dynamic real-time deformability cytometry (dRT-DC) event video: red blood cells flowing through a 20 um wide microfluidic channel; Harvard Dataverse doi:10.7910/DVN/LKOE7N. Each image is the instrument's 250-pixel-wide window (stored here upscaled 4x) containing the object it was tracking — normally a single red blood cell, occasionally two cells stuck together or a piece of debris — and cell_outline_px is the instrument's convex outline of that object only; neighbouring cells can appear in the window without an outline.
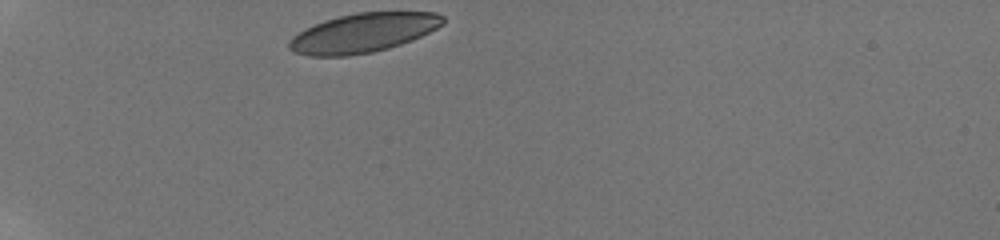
{"species": "human", "species_latin": "Homo sapiens", "temperature_condition": "room temperature", "stored_images_in_passage": 33, "camera_frame_rate_fps": 3000, "um_per_image_px": 0.085, "donor": {"sex": "male"}, "frame": {"image": 1, "passage_image": 1, "time_ms": 0.0, "image_size_px": [1000, 240], "cell_outline_px": [[444, 24], [412, 40], [388, 48], [372, 52], [348, 56], [308, 56], [292, 52], [288, 48], [288, 44], [292, 36], [304, 28], [324, 20], [356, 12], [436, 12], [444, 16]], "centroid_in_image_um": [30.83, 2.79], "position_along_channel_um": 54.2, "area_um2": 35.2}}
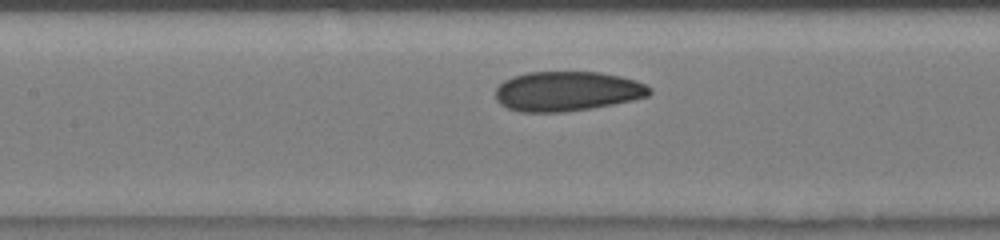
{"frame": {"image": 2, "passage_image": 12, "time_ms": 3.667, "image_size_px": [1000, 240], "cell_outline_px": [[652, 92], [648, 96], [632, 100], [592, 108], [564, 112], [520, 112], [508, 108], [500, 104], [496, 100], [496, 88], [504, 80], [512, 76], [528, 72], [600, 72], [620, 76], [636, 80], [652, 88]], "centroid_in_image_um": [48.2, 7.75], "position_along_channel_um": 159.2, "area_um2": 35.78}}
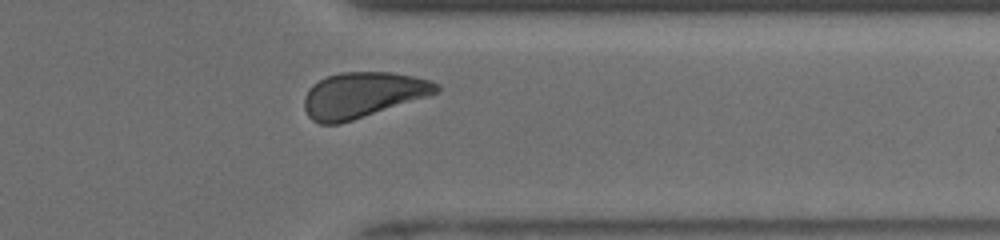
{"frame": {"image": 3, "passage_image": 29, "time_ms": 9.333, "image_size_px": [1000, 240], "cell_outline_px": [[440, 92], [428, 96], [340, 124], [320, 124], [312, 120], [308, 116], [304, 108], [304, 96], [308, 88], [320, 80], [328, 76], [340, 72], [388, 72], [412, 76], [428, 80], [440, 84]], "centroid_in_image_um": [30.81, 8.07], "position_along_channel_um": 380.6, "area_um2": 34.91}, "authors_computed_cell_mechanics": {"area_um2": 35.3158, "velocity_mm_per_s": 3.9001, "shape_relaxation_time_tau1_ms": 5.1862, "shape_relaxation_time_tau2_ms": 1.5905, "deformation_change_tau1": 0.1218, "deformation_change_tau2": 0.058}}